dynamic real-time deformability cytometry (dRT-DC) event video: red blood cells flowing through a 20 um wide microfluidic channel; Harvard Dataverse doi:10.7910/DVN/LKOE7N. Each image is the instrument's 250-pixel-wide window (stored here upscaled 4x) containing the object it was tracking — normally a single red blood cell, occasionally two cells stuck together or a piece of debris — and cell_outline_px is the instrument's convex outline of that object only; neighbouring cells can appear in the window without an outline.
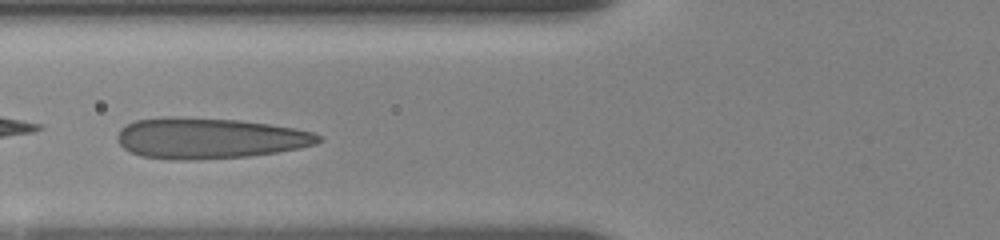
{"species": "human", "species_latin": "Homo sapiens", "temperature_condition": "room temperature", "stored_images_in_passage": 37, "camera_frame_rate_fps": 3000, "um_per_image_px": 0.085, "donor": {"sex": "female"}, "frame": {"image": 1, "passage_image": 8, "time_ms": 2.333, "image_size_px": [1000, 240], "cell_outline_px": [[320, 140], [316, 144], [300, 148], [276, 152], [248, 156], [196, 160], [172, 160], [140, 156], [124, 148], [116, 140], [116, 136], [120, 128], [136, 120], [168, 116], [172, 116], [240, 120], [296, 128], [312, 132], [320, 136]], "centroid_in_image_um": [17.75, 11.75], "position_along_channel_um": 108.0, "area_um2": 47.97}}
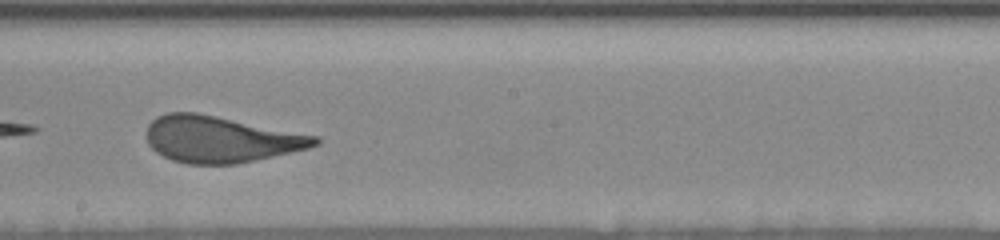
{"frame": {"image": 2, "passage_image": 18, "time_ms": 5.667, "image_size_px": [1000, 240], "cell_outline_px": [[320, 144], [308, 148], [256, 160], [236, 164], [188, 164], [172, 160], [156, 152], [148, 144], [148, 124], [156, 116], [168, 112], [196, 112], [316, 136], [320, 140]], "centroid_in_image_um": [18.72, 11.84], "position_along_channel_um": 229.5, "area_um2": 45.14}}
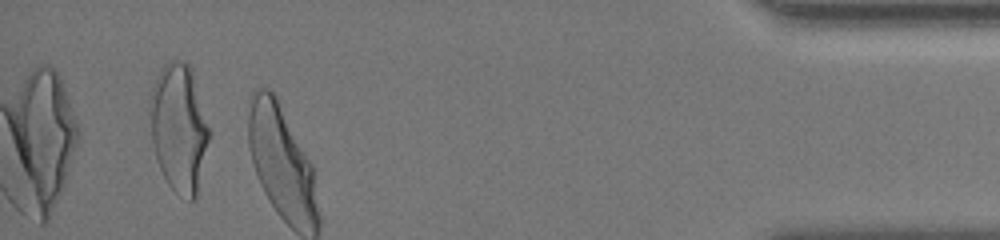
{"frame": {"image": 3, "passage_image": 37, "time_ms": 12.0, "image_size_px": [1000, 240], "cell_outline_px": [[208, 140], [196, 196], [192, 200], [188, 200], [176, 192], [168, 184], [160, 168], [156, 156], [152, 140], [148, 112], [148, 100], [152, 88], [164, 64], [172, 60], [180, 60], [188, 64], [192, 68], [208, 128]], "centroid_in_image_um": [15.17, 10.83], "position_along_channel_um": 420.0, "area_um2": 43.52}, "authors_computed_cell_mechanics": {"area_um2": 46.1822, "velocity_mm_per_s": 3.6343, "shape_relaxation_time_tau1_ms": 3.6093, "shape_relaxation_time_tau2_ms": null, "deformation_change_tau1": 0.1844, "deformation_change_tau2": null}}